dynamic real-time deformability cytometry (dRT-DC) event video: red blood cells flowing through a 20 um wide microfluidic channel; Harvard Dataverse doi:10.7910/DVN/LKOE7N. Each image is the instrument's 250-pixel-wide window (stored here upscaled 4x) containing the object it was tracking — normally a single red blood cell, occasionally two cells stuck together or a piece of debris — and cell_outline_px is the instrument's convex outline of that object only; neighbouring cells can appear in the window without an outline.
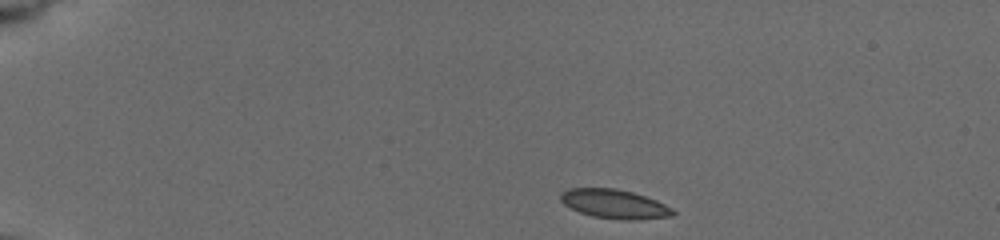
{"species": "common noctule bat (a hibernating species)", "species_latin": "Nyctalus noctula", "temperature_condition": "cold", "stored_images_in_passage": 16, "camera_frame_rate_fps": 3000, "um_per_image_px": 0.085, "animal": {"sex": "female", "body_mass_g": 19.5, "forearm_length_mm": 54.1}, "frame": {"image": 1, "passage_image": 1, "time_ms": 0.0, "image_size_px": [1000, 240], "cell_outline_px": [[676, 212], [672, 216], [640, 220], [620, 220], [592, 216], [580, 212], [564, 204], [560, 200], [560, 196], [568, 188], [616, 188], [632, 192], [656, 200], [672, 208]], "centroid_in_image_um": [52.25, 17.35], "position_along_channel_um": 32.7, "area_um2": 19.02}}